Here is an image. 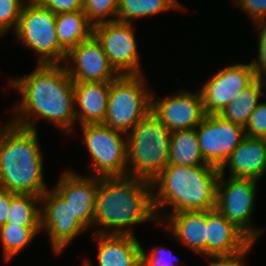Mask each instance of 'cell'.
Wrapping results in <instances>:
<instances>
[{
	"mask_svg": "<svg viewBox=\"0 0 266 266\" xmlns=\"http://www.w3.org/2000/svg\"><path fill=\"white\" fill-rule=\"evenodd\" d=\"M61 65L38 64L32 73L10 81L22 95V102L12 109L18 115L11 122L37 130L34 118L38 116L66 134L72 131L76 119L74 81Z\"/></svg>",
	"mask_w": 266,
	"mask_h": 266,
	"instance_id": "cell-1",
	"label": "cell"
},
{
	"mask_svg": "<svg viewBox=\"0 0 266 266\" xmlns=\"http://www.w3.org/2000/svg\"><path fill=\"white\" fill-rule=\"evenodd\" d=\"M150 188L153 189L151 181L141 178L99 177L93 226L104 229L96 233L134 235L131 226L158 219ZM105 227L113 229L109 232Z\"/></svg>",
	"mask_w": 266,
	"mask_h": 266,
	"instance_id": "cell-2",
	"label": "cell"
},
{
	"mask_svg": "<svg viewBox=\"0 0 266 266\" xmlns=\"http://www.w3.org/2000/svg\"><path fill=\"white\" fill-rule=\"evenodd\" d=\"M37 131L11 120L0 129V188L40 197L48 190Z\"/></svg>",
	"mask_w": 266,
	"mask_h": 266,
	"instance_id": "cell-3",
	"label": "cell"
},
{
	"mask_svg": "<svg viewBox=\"0 0 266 266\" xmlns=\"http://www.w3.org/2000/svg\"><path fill=\"white\" fill-rule=\"evenodd\" d=\"M219 176V168L210 164H168L151 181L153 188L158 186L157 193H152L158 223L162 222L160 209L165 206L171 205L172 213L215 209Z\"/></svg>",
	"mask_w": 266,
	"mask_h": 266,
	"instance_id": "cell-4",
	"label": "cell"
},
{
	"mask_svg": "<svg viewBox=\"0 0 266 266\" xmlns=\"http://www.w3.org/2000/svg\"><path fill=\"white\" fill-rule=\"evenodd\" d=\"M129 132L128 176L152 181L168 165L172 132L152 112Z\"/></svg>",
	"mask_w": 266,
	"mask_h": 266,
	"instance_id": "cell-5",
	"label": "cell"
},
{
	"mask_svg": "<svg viewBox=\"0 0 266 266\" xmlns=\"http://www.w3.org/2000/svg\"><path fill=\"white\" fill-rule=\"evenodd\" d=\"M145 79L142 74L119 75L111 82L103 122L109 129L126 134L151 112L153 93L146 88Z\"/></svg>",
	"mask_w": 266,
	"mask_h": 266,
	"instance_id": "cell-6",
	"label": "cell"
},
{
	"mask_svg": "<svg viewBox=\"0 0 266 266\" xmlns=\"http://www.w3.org/2000/svg\"><path fill=\"white\" fill-rule=\"evenodd\" d=\"M29 2V3H28ZM22 8L15 32L25 47L39 53L38 64H62L67 53L59 46L56 14L35 0H28Z\"/></svg>",
	"mask_w": 266,
	"mask_h": 266,
	"instance_id": "cell-7",
	"label": "cell"
},
{
	"mask_svg": "<svg viewBox=\"0 0 266 266\" xmlns=\"http://www.w3.org/2000/svg\"><path fill=\"white\" fill-rule=\"evenodd\" d=\"M83 142L87 146L94 176H128L127 138L122 133L112 131L103 123L81 125Z\"/></svg>",
	"mask_w": 266,
	"mask_h": 266,
	"instance_id": "cell-8",
	"label": "cell"
},
{
	"mask_svg": "<svg viewBox=\"0 0 266 266\" xmlns=\"http://www.w3.org/2000/svg\"><path fill=\"white\" fill-rule=\"evenodd\" d=\"M257 180L219 176L216 209L240 229L253 243L264 230L251 226L256 200Z\"/></svg>",
	"mask_w": 266,
	"mask_h": 266,
	"instance_id": "cell-9",
	"label": "cell"
},
{
	"mask_svg": "<svg viewBox=\"0 0 266 266\" xmlns=\"http://www.w3.org/2000/svg\"><path fill=\"white\" fill-rule=\"evenodd\" d=\"M131 24L111 21L93 26V35L101 43L111 66L119 75L142 74Z\"/></svg>",
	"mask_w": 266,
	"mask_h": 266,
	"instance_id": "cell-10",
	"label": "cell"
},
{
	"mask_svg": "<svg viewBox=\"0 0 266 266\" xmlns=\"http://www.w3.org/2000/svg\"><path fill=\"white\" fill-rule=\"evenodd\" d=\"M202 157L207 164L220 168L246 137L242 126L219 114H206L196 127Z\"/></svg>",
	"mask_w": 266,
	"mask_h": 266,
	"instance_id": "cell-11",
	"label": "cell"
},
{
	"mask_svg": "<svg viewBox=\"0 0 266 266\" xmlns=\"http://www.w3.org/2000/svg\"><path fill=\"white\" fill-rule=\"evenodd\" d=\"M41 229L48 233L53 252L59 254L87 228L76 216L70 204L53 188L41 196Z\"/></svg>",
	"mask_w": 266,
	"mask_h": 266,
	"instance_id": "cell-12",
	"label": "cell"
},
{
	"mask_svg": "<svg viewBox=\"0 0 266 266\" xmlns=\"http://www.w3.org/2000/svg\"><path fill=\"white\" fill-rule=\"evenodd\" d=\"M256 79L250 63L228 65L219 70L200 90L205 113L220 114Z\"/></svg>",
	"mask_w": 266,
	"mask_h": 266,
	"instance_id": "cell-13",
	"label": "cell"
},
{
	"mask_svg": "<svg viewBox=\"0 0 266 266\" xmlns=\"http://www.w3.org/2000/svg\"><path fill=\"white\" fill-rule=\"evenodd\" d=\"M64 63L74 82H112L119 76L94 35L72 48Z\"/></svg>",
	"mask_w": 266,
	"mask_h": 266,
	"instance_id": "cell-14",
	"label": "cell"
},
{
	"mask_svg": "<svg viewBox=\"0 0 266 266\" xmlns=\"http://www.w3.org/2000/svg\"><path fill=\"white\" fill-rule=\"evenodd\" d=\"M254 243L216 208L206 210V257L211 259L240 257Z\"/></svg>",
	"mask_w": 266,
	"mask_h": 266,
	"instance_id": "cell-15",
	"label": "cell"
},
{
	"mask_svg": "<svg viewBox=\"0 0 266 266\" xmlns=\"http://www.w3.org/2000/svg\"><path fill=\"white\" fill-rule=\"evenodd\" d=\"M151 112L171 131L196 128L205 117L199 93L178 91L174 96L153 101Z\"/></svg>",
	"mask_w": 266,
	"mask_h": 266,
	"instance_id": "cell-16",
	"label": "cell"
},
{
	"mask_svg": "<svg viewBox=\"0 0 266 266\" xmlns=\"http://www.w3.org/2000/svg\"><path fill=\"white\" fill-rule=\"evenodd\" d=\"M60 176L55 190L70 204L74 216L87 228L92 227L99 177L80 176L71 171H65Z\"/></svg>",
	"mask_w": 266,
	"mask_h": 266,
	"instance_id": "cell-17",
	"label": "cell"
},
{
	"mask_svg": "<svg viewBox=\"0 0 266 266\" xmlns=\"http://www.w3.org/2000/svg\"><path fill=\"white\" fill-rule=\"evenodd\" d=\"M226 166L229 177L258 181L266 173V142L246 136L219 168L220 175H224Z\"/></svg>",
	"mask_w": 266,
	"mask_h": 266,
	"instance_id": "cell-18",
	"label": "cell"
},
{
	"mask_svg": "<svg viewBox=\"0 0 266 266\" xmlns=\"http://www.w3.org/2000/svg\"><path fill=\"white\" fill-rule=\"evenodd\" d=\"M98 266H141V244L134 235L95 233ZM87 266H92L88 261Z\"/></svg>",
	"mask_w": 266,
	"mask_h": 266,
	"instance_id": "cell-19",
	"label": "cell"
},
{
	"mask_svg": "<svg viewBox=\"0 0 266 266\" xmlns=\"http://www.w3.org/2000/svg\"><path fill=\"white\" fill-rule=\"evenodd\" d=\"M110 87L111 82H74L75 106L81 108L75 110L80 125L104 122Z\"/></svg>",
	"mask_w": 266,
	"mask_h": 266,
	"instance_id": "cell-20",
	"label": "cell"
},
{
	"mask_svg": "<svg viewBox=\"0 0 266 266\" xmlns=\"http://www.w3.org/2000/svg\"><path fill=\"white\" fill-rule=\"evenodd\" d=\"M164 220L183 245L206 256V210L171 213Z\"/></svg>",
	"mask_w": 266,
	"mask_h": 266,
	"instance_id": "cell-21",
	"label": "cell"
},
{
	"mask_svg": "<svg viewBox=\"0 0 266 266\" xmlns=\"http://www.w3.org/2000/svg\"><path fill=\"white\" fill-rule=\"evenodd\" d=\"M56 30L59 46L66 53L93 35V25L83 11L57 14Z\"/></svg>",
	"mask_w": 266,
	"mask_h": 266,
	"instance_id": "cell-22",
	"label": "cell"
},
{
	"mask_svg": "<svg viewBox=\"0 0 266 266\" xmlns=\"http://www.w3.org/2000/svg\"><path fill=\"white\" fill-rule=\"evenodd\" d=\"M168 164L188 167L207 164L202 157L196 128L171 133Z\"/></svg>",
	"mask_w": 266,
	"mask_h": 266,
	"instance_id": "cell-23",
	"label": "cell"
},
{
	"mask_svg": "<svg viewBox=\"0 0 266 266\" xmlns=\"http://www.w3.org/2000/svg\"><path fill=\"white\" fill-rule=\"evenodd\" d=\"M263 87H266V79L257 78L252 84L246 87L235 100L230 102L219 115L225 120L245 128L250 115L260 103L259 97H266V94L261 90Z\"/></svg>",
	"mask_w": 266,
	"mask_h": 266,
	"instance_id": "cell-24",
	"label": "cell"
},
{
	"mask_svg": "<svg viewBox=\"0 0 266 266\" xmlns=\"http://www.w3.org/2000/svg\"><path fill=\"white\" fill-rule=\"evenodd\" d=\"M177 9L184 10L177 0H120L116 21L131 23L134 18L149 17Z\"/></svg>",
	"mask_w": 266,
	"mask_h": 266,
	"instance_id": "cell-25",
	"label": "cell"
},
{
	"mask_svg": "<svg viewBox=\"0 0 266 266\" xmlns=\"http://www.w3.org/2000/svg\"><path fill=\"white\" fill-rule=\"evenodd\" d=\"M35 203H41L40 196L13 193L6 223L18 226H41V209Z\"/></svg>",
	"mask_w": 266,
	"mask_h": 266,
	"instance_id": "cell-26",
	"label": "cell"
},
{
	"mask_svg": "<svg viewBox=\"0 0 266 266\" xmlns=\"http://www.w3.org/2000/svg\"><path fill=\"white\" fill-rule=\"evenodd\" d=\"M39 231H42L41 226H18L8 223L0 226V240L6 262L29 245Z\"/></svg>",
	"mask_w": 266,
	"mask_h": 266,
	"instance_id": "cell-27",
	"label": "cell"
},
{
	"mask_svg": "<svg viewBox=\"0 0 266 266\" xmlns=\"http://www.w3.org/2000/svg\"><path fill=\"white\" fill-rule=\"evenodd\" d=\"M119 2L120 0H84L82 11L93 26L116 21Z\"/></svg>",
	"mask_w": 266,
	"mask_h": 266,
	"instance_id": "cell-28",
	"label": "cell"
},
{
	"mask_svg": "<svg viewBox=\"0 0 266 266\" xmlns=\"http://www.w3.org/2000/svg\"><path fill=\"white\" fill-rule=\"evenodd\" d=\"M28 0H0V34L17 28L22 8Z\"/></svg>",
	"mask_w": 266,
	"mask_h": 266,
	"instance_id": "cell-29",
	"label": "cell"
},
{
	"mask_svg": "<svg viewBox=\"0 0 266 266\" xmlns=\"http://www.w3.org/2000/svg\"><path fill=\"white\" fill-rule=\"evenodd\" d=\"M245 134L248 137L264 138L266 135V103H259L244 128Z\"/></svg>",
	"mask_w": 266,
	"mask_h": 266,
	"instance_id": "cell-30",
	"label": "cell"
},
{
	"mask_svg": "<svg viewBox=\"0 0 266 266\" xmlns=\"http://www.w3.org/2000/svg\"><path fill=\"white\" fill-rule=\"evenodd\" d=\"M254 26L260 30L258 58L250 62L252 69L255 71L257 78L266 79V22L255 23ZM264 76V77H263Z\"/></svg>",
	"mask_w": 266,
	"mask_h": 266,
	"instance_id": "cell-31",
	"label": "cell"
},
{
	"mask_svg": "<svg viewBox=\"0 0 266 266\" xmlns=\"http://www.w3.org/2000/svg\"><path fill=\"white\" fill-rule=\"evenodd\" d=\"M174 257L172 253L167 252V249L163 246L154 247L149 255L145 253V250L141 246V266H173ZM171 261V262H170Z\"/></svg>",
	"mask_w": 266,
	"mask_h": 266,
	"instance_id": "cell-32",
	"label": "cell"
},
{
	"mask_svg": "<svg viewBox=\"0 0 266 266\" xmlns=\"http://www.w3.org/2000/svg\"><path fill=\"white\" fill-rule=\"evenodd\" d=\"M235 2L236 6L249 14L253 24L266 22V0H235Z\"/></svg>",
	"mask_w": 266,
	"mask_h": 266,
	"instance_id": "cell-33",
	"label": "cell"
},
{
	"mask_svg": "<svg viewBox=\"0 0 266 266\" xmlns=\"http://www.w3.org/2000/svg\"><path fill=\"white\" fill-rule=\"evenodd\" d=\"M46 9L52 10L56 15L60 13L82 11L84 0H35Z\"/></svg>",
	"mask_w": 266,
	"mask_h": 266,
	"instance_id": "cell-34",
	"label": "cell"
},
{
	"mask_svg": "<svg viewBox=\"0 0 266 266\" xmlns=\"http://www.w3.org/2000/svg\"><path fill=\"white\" fill-rule=\"evenodd\" d=\"M12 194V192L0 188V226L6 224Z\"/></svg>",
	"mask_w": 266,
	"mask_h": 266,
	"instance_id": "cell-35",
	"label": "cell"
},
{
	"mask_svg": "<svg viewBox=\"0 0 266 266\" xmlns=\"http://www.w3.org/2000/svg\"><path fill=\"white\" fill-rule=\"evenodd\" d=\"M246 254L236 258L213 259L209 266H244L243 260Z\"/></svg>",
	"mask_w": 266,
	"mask_h": 266,
	"instance_id": "cell-36",
	"label": "cell"
}]
</instances>
